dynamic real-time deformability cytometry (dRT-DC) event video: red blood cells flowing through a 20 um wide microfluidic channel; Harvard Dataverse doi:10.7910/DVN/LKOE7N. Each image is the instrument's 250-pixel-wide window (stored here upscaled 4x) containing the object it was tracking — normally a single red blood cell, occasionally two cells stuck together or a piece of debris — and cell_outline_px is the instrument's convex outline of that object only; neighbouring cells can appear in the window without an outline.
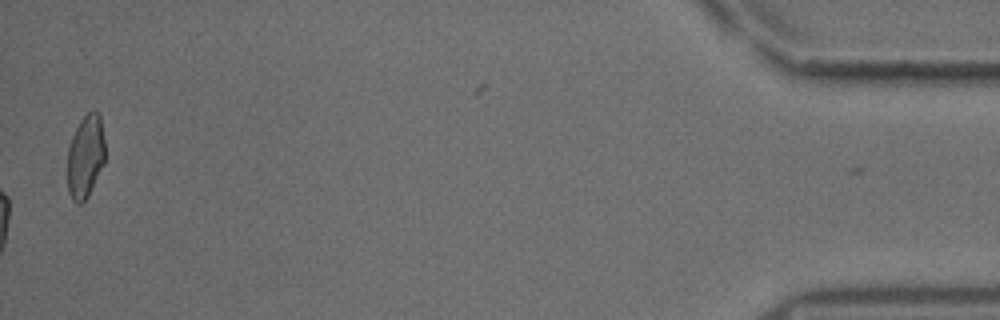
{"species": "common noctule bat (a hibernating species)", "species_latin": "Nyctalus noctula", "temperature_condition": "cold", "stored_images_in_passage": 54, "camera_frame_rate_fps": 3000, "um_per_image_px": 0.085, "animal": {"sex": "male", "body_mass_g": 18.8}, "frame": {"image": 1, "passage_image": 54, "time_ms": 17.667, "image_size_px": [1000, 320], "cell_outline_px": [[104, 164], [88, 196], [80, 204], [76, 204], [72, 200], [68, 192], [68, 148], [72, 136], [80, 120], [88, 112], [96, 112], [100, 116], [104, 140]], "centroid_in_image_um": [7.25, 13.33], "position_along_channel_um": 427.9, "area_um2": 18.09}, "authors_computed_cell_mechanics": {"area_um2": 21.7906, "velocity_mm_per_s": 3.7803, "shape_relaxation_time_tau1_ms": 3.9356, "shape_relaxation_time_tau2_ms": 1.6908, "deformation_change_tau1": 0.1109, "deformation_change_tau2": 0.0716}}